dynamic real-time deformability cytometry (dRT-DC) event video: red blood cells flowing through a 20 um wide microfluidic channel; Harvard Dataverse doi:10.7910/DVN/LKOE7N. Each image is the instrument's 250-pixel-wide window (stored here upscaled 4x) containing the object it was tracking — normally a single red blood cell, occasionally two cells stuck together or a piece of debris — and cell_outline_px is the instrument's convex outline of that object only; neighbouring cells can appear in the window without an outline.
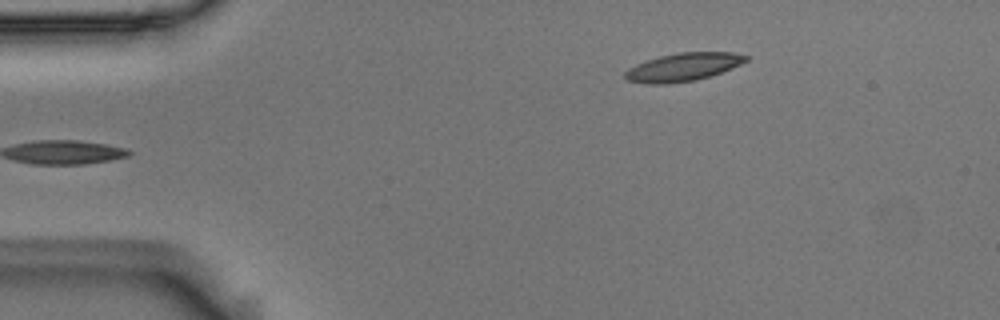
{"species": "Egyptian fruit bat (a non-hibernating species)", "species_latin": "Rousettus aegyptiacus", "temperature_condition": "room temperature", "stored_images_in_passage": 4, "camera_frame_rate_fps": 3000, "um_per_image_px": 0.085, "animal": {"sex": "male"}, "frame": {"image": 1, "passage_image": 4, "time_ms": 1.0, "image_size_px": [1000, 320], "cell_outline_px": [[748, 60], [732, 68], [696, 80], [668, 84], [648, 84], [628, 80], [624, 76], [624, 72], [628, 68], [644, 60], [676, 52], [732, 52], [748, 56]], "centroid_in_image_um": [58.03, 5.69], "position_along_channel_um": 27.0, "area_um2": 19.83}}